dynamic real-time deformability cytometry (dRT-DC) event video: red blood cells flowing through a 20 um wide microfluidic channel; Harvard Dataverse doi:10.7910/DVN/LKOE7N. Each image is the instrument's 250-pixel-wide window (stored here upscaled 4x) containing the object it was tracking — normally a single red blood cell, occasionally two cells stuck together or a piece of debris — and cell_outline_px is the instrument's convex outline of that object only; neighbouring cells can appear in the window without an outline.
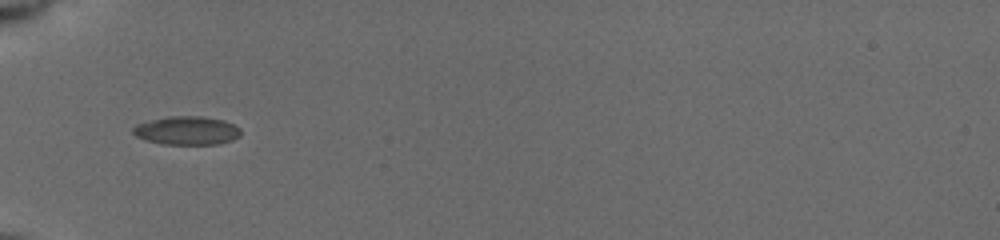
{"species": "common noctule bat (a hibernating species)", "species_latin": "Nyctalus noctula", "temperature_condition": "cold", "stored_images_in_passage": 10, "camera_frame_rate_fps": 3000, "um_per_image_px": 0.085, "animal": {"sex": "female", "body_mass_g": 19.5, "forearm_length_mm": 54.1}, "frame": {"image": 1, "passage_image": 4, "time_ms": 2.0, "image_size_px": [1000, 240], "cell_outline_px": [[240, 136], [232, 140], [220, 144], [160, 144], [144, 140], [136, 136], [132, 132], [132, 128], [136, 124], [168, 116], [200, 116], [224, 120], [240, 128]], "centroid_in_image_um": [15.87, 11.1], "position_along_channel_um": 69.1, "area_um2": 17.98}}
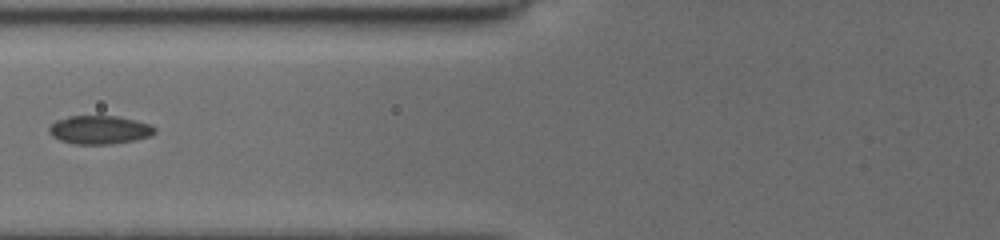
{"frame": {"image": 2, "passage_image": 6, "time_ms": 3.333, "image_size_px": [1000, 240], "cell_outline_px": [[156, 132], [148, 136], [136, 140], [112, 144], [76, 144], [60, 140], [52, 136], [48, 132], [48, 128], [56, 120], [68, 116], [116, 116], [136, 120], [148, 124], [156, 128]], "centroid_in_image_um": [8.44, 11.03], "position_along_channel_um": 117.4, "area_um2": 17.51}}
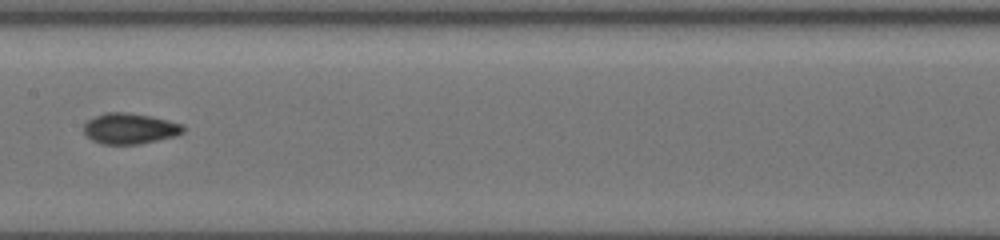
{"frame": {"image": 3, "passage_image": 9, "time_ms": 5.333, "image_size_px": [1000, 240], "cell_outline_px": [[184, 132], [176, 136], [140, 144], [100, 144], [92, 140], [84, 132], [84, 124], [88, 120], [104, 112], [128, 112], [152, 116], [184, 124]], "centroid_in_image_um": [11.06, 10.92], "position_along_channel_um": 196.3, "area_um2": 17.98}}